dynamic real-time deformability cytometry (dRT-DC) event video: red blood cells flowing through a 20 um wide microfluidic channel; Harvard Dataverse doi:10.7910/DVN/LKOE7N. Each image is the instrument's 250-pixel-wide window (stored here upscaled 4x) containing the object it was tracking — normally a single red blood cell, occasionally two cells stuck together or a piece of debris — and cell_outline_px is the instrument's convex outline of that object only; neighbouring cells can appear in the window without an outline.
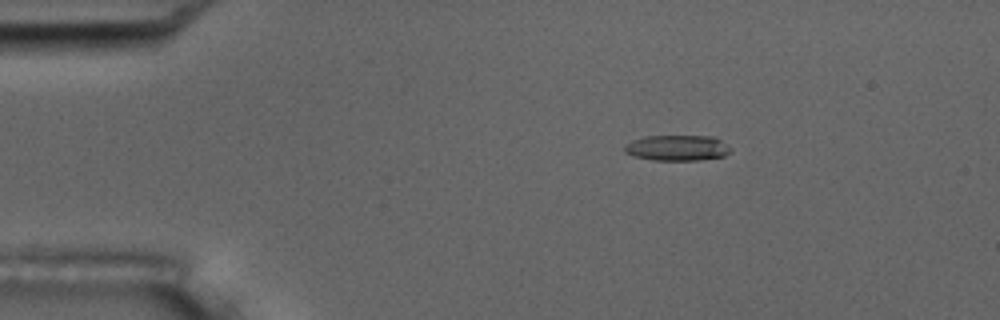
{"species": "common noctule bat (a hibernating species)", "species_latin": "Nyctalus noctula", "temperature_condition": "room temperature", "stored_images_in_passage": 4, "camera_frame_rate_fps": 3000, "um_per_image_px": 0.085, "animal": {"sex": "male", "body_mass_g": 17.5, "forearm_length_mm": 52.3}, "frame": {"image": 1, "passage_image": 2, "time_ms": 2.0, "image_size_px": [1000, 320], "cell_outline_px": [[732, 148], [724, 156], [700, 160], [652, 160], [632, 156], [624, 152], [624, 144], [632, 140], [644, 136], [716, 136]], "centroid_in_image_um": [57.54, 12.56], "position_along_channel_um": 27.5, "area_um2": 16.07}}